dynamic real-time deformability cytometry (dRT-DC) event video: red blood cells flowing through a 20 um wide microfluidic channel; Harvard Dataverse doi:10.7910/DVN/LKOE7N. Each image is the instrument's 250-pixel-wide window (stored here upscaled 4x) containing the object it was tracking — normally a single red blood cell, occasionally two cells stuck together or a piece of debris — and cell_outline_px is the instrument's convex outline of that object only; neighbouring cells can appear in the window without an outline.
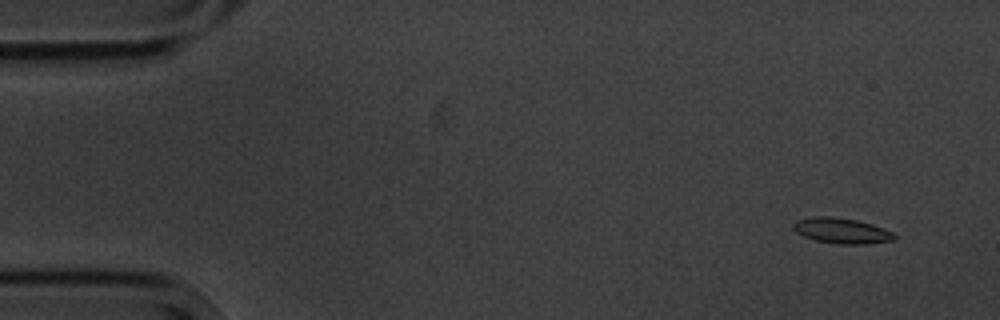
{"species": "common noctule bat (a hibernating species)", "species_latin": "Nyctalus noctula", "temperature_condition": "cold", "stored_images_in_passage": 10, "camera_frame_rate_fps": 3000, "um_per_image_px": 0.085, "animal": {"sex": "male", "body_mass_g": 20.1, "forearm_length_mm": 53.5}, "frame": {"image": 1, "passage_image": 1, "time_ms": 0.0, "image_size_px": [1000, 320], "cell_outline_px": [[896, 240], [864, 244], [836, 244], [816, 240], [804, 236], [796, 232], [792, 228], [792, 224], [796, 220], [816, 216], [832, 216], [856, 220], [872, 224], [884, 228], [892, 232], [896, 236]], "centroid_in_image_um": [71.54, 19.61], "position_along_channel_um": 13.5, "area_um2": 15.09}}
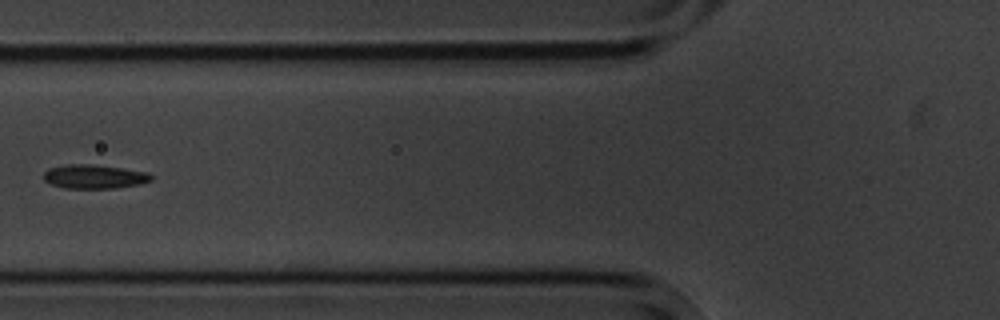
{"frame": {"image": 2, "passage_image": 6, "time_ms": 6.0, "image_size_px": [1000, 320], "cell_outline_px": [[152, 180], [140, 184], [116, 188], [64, 188], [52, 184], [44, 180], [44, 172], [48, 168], [68, 164], [88, 164], [120, 168], [148, 172], [152, 176]], "centroid_in_image_um": [8.01, 15.01], "position_along_channel_um": 117.8, "area_um2": 14.91}}
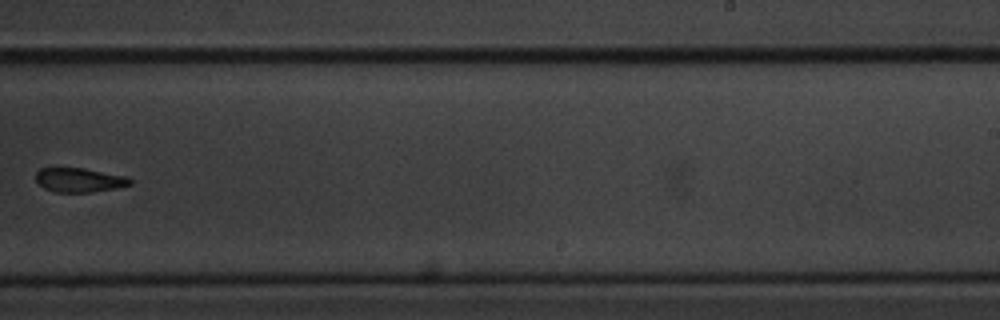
{"frame": {"image": 3, "passage_image": 10, "time_ms": 10.667, "image_size_px": [1000, 320], "cell_outline_px": [[132, 184], [116, 188], [92, 192], [56, 192], [44, 188], [36, 180], [36, 172], [40, 168], [84, 168], [128, 176], [132, 180]], "centroid_in_image_um": [6.77, 15.3], "position_along_channel_um": 282.2, "area_um2": 13.35}}